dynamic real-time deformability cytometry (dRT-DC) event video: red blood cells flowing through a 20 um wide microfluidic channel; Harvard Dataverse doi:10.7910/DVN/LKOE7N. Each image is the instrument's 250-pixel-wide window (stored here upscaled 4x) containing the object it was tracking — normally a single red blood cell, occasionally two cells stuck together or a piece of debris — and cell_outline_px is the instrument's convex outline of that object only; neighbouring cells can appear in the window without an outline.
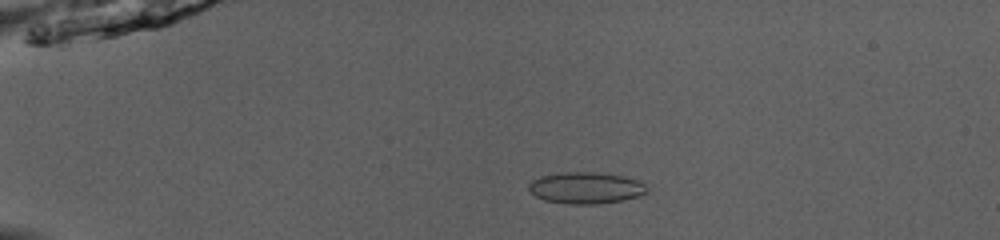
{"species": "common noctule bat (a hibernating species)", "species_latin": "Nyctalus noctula", "temperature_condition": "room temperature", "stored_images_in_passage": 40, "camera_frame_rate_fps": 3000, "um_per_image_px": 0.085, "animal": {"sex": "male", "body_mass_g": 13.0, "forearm_length_mm": 53.1}, "frame": {"image": 1, "passage_image": 1, "time_ms": 0.0, "image_size_px": [1000, 240], "cell_outline_px": [[648, 192], [640, 196], [624, 200], [596, 204], [572, 204], [544, 200], [536, 196], [528, 188], [528, 184], [532, 180], [540, 176], [564, 172], [596, 172], [624, 176], [636, 180], [644, 184], [648, 188]], "centroid_in_image_um": [49.81, 15.97], "position_along_channel_um": 35.2, "area_um2": 21.73}}
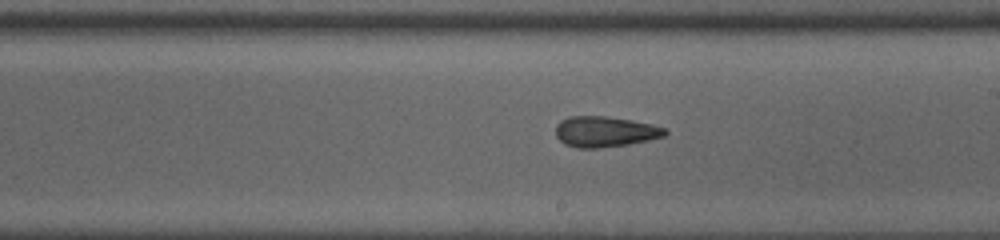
{"frame": {"image": 2, "passage_image": 20, "time_ms": 6.333, "image_size_px": [1000, 240], "cell_outline_px": [[668, 132], [664, 136], [648, 140], [628, 144], [596, 148], [576, 148], [560, 140], [556, 136], [556, 124], [560, 120], [568, 116], [604, 116], [632, 120], [652, 124], [664, 128]], "centroid_in_image_um": [51.41, 11.18], "position_along_channel_um": 237.6, "area_um2": 19.42}}
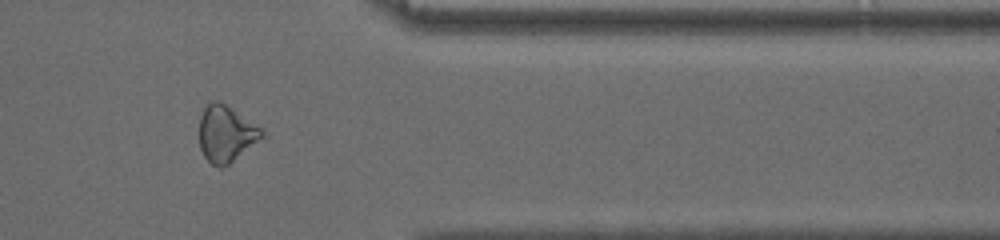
{"frame": {"image": 3, "passage_image": 32, "time_ms": 10.333, "image_size_px": [1000, 240], "cell_outline_px": [[264, 136], [224, 168], [220, 168], [212, 164], [204, 156], [200, 148], [200, 116], [204, 108], [212, 100], [220, 100], [260, 128], [264, 132]], "centroid_in_image_um": [19.18, 11.37], "position_along_channel_um": 392.2, "area_um2": 20.29}, "authors_computed_cell_mechanics": {"area_um2": 19.9988, "velocity_mm_per_s": 4.0715, "shape_relaxation_time_tau1_ms": 4.1571, "shape_relaxation_time_tau2_ms": 5.6664, "deformation_change_tau1": 0.0993, "deformation_change_tau2": 0.0954}}